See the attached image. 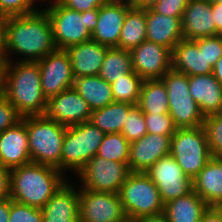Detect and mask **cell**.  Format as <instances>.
<instances>
[{
  "mask_svg": "<svg viewBox=\"0 0 222 222\" xmlns=\"http://www.w3.org/2000/svg\"><path fill=\"white\" fill-rule=\"evenodd\" d=\"M0 24L8 61L14 60L9 53L23 56L20 61H38L56 50L52 26L43 8L27 15L3 18Z\"/></svg>",
  "mask_w": 222,
  "mask_h": 222,
  "instance_id": "1",
  "label": "cell"
},
{
  "mask_svg": "<svg viewBox=\"0 0 222 222\" xmlns=\"http://www.w3.org/2000/svg\"><path fill=\"white\" fill-rule=\"evenodd\" d=\"M14 61H8L5 68L4 97L22 117L45 115L48 100L42 91L38 61Z\"/></svg>",
  "mask_w": 222,
  "mask_h": 222,
  "instance_id": "2",
  "label": "cell"
},
{
  "mask_svg": "<svg viewBox=\"0 0 222 222\" xmlns=\"http://www.w3.org/2000/svg\"><path fill=\"white\" fill-rule=\"evenodd\" d=\"M10 171V199L39 209L68 181L59 169L35 162Z\"/></svg>",
  "mask_w": 222,
  "mask_h": 222,
  "instance_id": "3",
  "label": "cell"
},
{
  "mask_svg": "<svg viewBox=\"0 0 222 222\" xmlns=\"http://www.w3.org/2000/svg\"><path fill=\"white\" fill-rule=\"evenodd\" d=\"M43 10L49 17L56 49L66 50L91 39L97 25L98 9L78 12L57 2Z\"/></svg>",
  "mask_w": 222,
  "mask_h": 222,
  "instance_id": "4",
  "label": "cell"
},
{
  "mask_svg": "<svg viewBox=\"0 0 222 222\" xmlns=\"http://www.w3.org/2000/svg\"><path fill=\"white\" fill-rule=\"evenodd\" d=\"M25 126L31 162L58 169L66 126L46 115L25 116Z\"/></svg>",
  "mask_w": 222,
  "mask_h": 222,
  "instance_id": "5",
  "label": "cell"
},
{
  "mask_svg": "<svg viewBox=\"0 0 222 222\" xmlns=\"http://www.w3.org/2000/svg\"><path fill=\"white\" fill-rule=\"evenodd\" d=\"M118 195L130 221L164 213V203L158 188L145 172H132Z\"/></svg>",
  "mask_w": 222,
  "mask_h": 222,
  "instance_id": "6",
  "label": "cell"
},
{
  "mask_svg": "<svg viewBox=\"0 0 222 222\" xmlns=\"http://www.w3.org/2000/svg\"><path fill=\"white\" fill-rule=\"evenodd\" d=\"M104 135L89 121L66 127L59 171L63 174L70 170L77 175L96 156Z\"/></svg>",
  "mask_w": 222,
  "mask_h": 222,
  "instance_id": "7",
  "label": "cell"
},
{
  "mask_svg": "<svg viewBox=\"0 0 222 222\" xmlns=\"http://www.w3.org/2000/svg\"><path fill=\"white\" fill-rule=\"evenodd\" d=\"M167 90L169 114L177 128L202 127L204 115L190 96L188 75L172 68L160 78Z\"/></svg>",
  "mask_w": 222,
  "mask_h": 222,
  "instance_id": "8",
  "label": "cell"
},
{
  "mask_svg": "<svg viewBox=\"0 0 222 222\" xmlns=\"http://www.w3.org/2000/svg\"><path fill=\"white\" fill-rule=\"evenodd\" d=\"M170 154L193 180L212 158L203 127L178 128L171 137Z\"/></svg>",
  "mask_w": 222,
  "mask_h": 222,
  "instance_id": "9",
  "label": "cell"
},
{
  "mask_svg": "<svg viewBox=\"0 0 222 222\" xmlns=\"http://www.w3.org/2000/svg\"><path fill=\"white\" fill-rule=\"evenodd\" d=\"M131 173L129 164L94 156L77 175L83 189L118 194Z\"/></svg>",
  "mask_w": 222,
  "mask_h": 222,
  "instance_id": "10",
  "label": "cell"
},
{
  "mask_svg": "<svg viewBox=\"0 0 222 222\" xmlns=\"http://www.w3.org/2000/svg\"><path fill=\"white\" fill-rule=\"evenodd\" d=\"M79 191V222H127L123 204L116 193Z\"/></svg>",
  "mask_w": 222,
  "mask_h": 222,
  "instance_id": "11",
  "label": "cell"
},
{
  "mask_svg": "<svg viewBox=\"0 0 222 222\" xmlns=\"http://www.w3.org/2000/svg\"><path fill=\"white\" fill-rule=\"evenodd\" d=\"M145 174L157 186L164 204L193 191V180L185 175L171 154L160 158Z\"/></svg>",
  "mask_w": 222,
  "mask_h": 222,
  "instance_id": "12",
  "label": "cell"
},
{
  "mask_svg": "<svg viewBox=\"0 0 222 222\" xmlns=\"http://www.w3.org/2000/svg\"><path fill=\"white\" fill-rule=\"evenodd\" d=\"M41 87L47 100L73 87L74 75L68 53L56 49L38 60Z\"/></svg>",
  "mask_w": 222,
  "mask_h": 222,
  "instance_id": "13",
  "label": "cell"
},
{
  "mask_svg": "<svg viewBox=\"0 0 222 222\" xmlns=\"http://www.w3.org/2000/svg\"><path fill=\"white\" fill-rule=\"evenodd\" d=\"M133 71L146 79H160L172 68V50L145 40L130 50Z\"/></svg>",
  "mask_w": 222,
  "mask_h": 222,
  "instance_id": "14",
  "label": "cell"
},
{
  "mask_svg": "<svg viewBox=\"0 0 222 222\" xmlns=\"http://www.w3.org/2000/svg\"><path fill=\"white\" fill-rule=\"evenodd\" d=\"M92 110L88 103L72 87L48 100L45 115L66 127L88 122Z\"/></svg>",
  "mask_w": 222,
  "mask_h": 222,
  "instance_id": "15",
  "label": "cell"
},
{
  "mask_svg": "<svg viewBox=\"0 0 222 222\" xmlns=\"http://www.w3.org/2000/svg\"><path fill=\"white\" fill-rule=\"evenodd\" d=\"M171 153V136L147 133L130 143L131 172H145L160 158Z\"/></svg>",
  "mask_w": 222,
  "mask_h": 222,
  "instance_id": "16",
  "label": "cell"
},
{
  "mask_svg": "<svg viewBox=\"0 0 222 222\" xmlns=\"http://www.w3.org/2000/svg\"><path fill=\"white\" fill-rule=\"evenodd\" d=\"M132 7L124 2H107L98 8V20L91 39L108 48L118 47L125 15Z\"/></svg>",
  "mask_w": 222,
  "mask_h": 222,
  "instance_id": "17",
  "label": "cell"
},
{
  "mask_svg": "<svg viewBox=\"0 0 222 222\" xmlns=\"http://www.w3.org/2000/svg\"><path fill=\"white\" fill-rule=\"evenodd\" d=\"M181 22L183 39L195 40L216 36L212 3L208 0H189Z\"/></svg>",
  "mask_w": 222,
  "mask_h": 222,
  "instance_id": "18",
  "label": "cell"
},
{
  "mask_svg": "<svg viewBox=\"0 0 222 222\" xmlns=\"http://www.w3.org/2000/svg\"><path fill=\"white\" fill-rule=\"evenodd\" d=\"M1 165L13 169L31 162L25 117L0 133Z\"/></svg>",
  "mask_w": 222,
  "mask_h": 222,
  "instance_id": "19",
  "label": "cell"
},
{
  "mask_svg": "<svg viewBox=\"0 0 222 222\" xmlns=\"http://www.w3.org/2000/svg\"><path fill=\"white\" fill-rule=\"evenodd\" d=\"M69 180L41 208L43 222H79V191Z\"/></svg>",
  "mask_w": 222,
  "mask_h": 222,
  "instance_id": "20",
  "label": "cell"
},
{
  "mask_svg": "<svg viewBox=\"0 0 222 222\" xmlns=\"http://www.w3.org/2000/svg\"><path fill=\"white\" fill-rule=\"evenodd\" d=\"M107 48L92 39L68 47L74 78L99 75Z\"/></svg>",
  "mask_w": 222,
  "mask_h": 222,
  "instance_id": "21",
  "label": "cell"
},
{
  "mask_svg": "<svg viewBox=\"0 0 222 222\" xmlns=\"http://www.w3.org/2000/svg\"><path fill=\"white\" fill-rule=\"evenodd\" d=\"M182 17H171L146 8V40L173 50L183 39Z\"/></svg>",
  "mask_w": 222,
  "mask_h": 222,
  "instance_id": "22",
  "label": "cell"
},
{
  "mask_svg": "<svg viewBox=\"0 0 222 222\" xmlns=\"http://www.w3.org/2000/svg\"><path fill=\"white\" fill-rule=\"evenodd\" d=\"M190 96L205 116L217 114L222 105V85L213 74L188 76Z\"/></svg>",
  "mask_w": 222,
  "mask_h": 222,
  "instance_id": "23",
  "label": "cell"
},
{
  "mask_svg": "<svg viewBox=\"0 0 222 222\" xmlns=\"http://www.w3.org/2000/svg\"><path fill=\"white\" fill-rule=\"evenodd\" d=\"M172 69L188 76L212 74L213 67L194 40L182 39L172 50Z\"/></svg>",
  "mask_w": 222,
  "mask_h": 222,
  "instance_id": "24",
  "label": "cell"
},
{
  "mask_svg": "<svg viewBox=\"0 0 222 222\" xmlns=\"http://www.w3.org/2000/svg\"><path fill=\"white\" fill-rule=\"evenodd\" d=\"M193 190L209 206H222V159H210L193 179Z\"/></svg>",
  "mask_w": 222,
  "mask_h": 222,
  "instance_id": "25",
  "label": "cell"
},
{
  "mask_svg": "<svg viewBox=\"0 0 222 222\" xmlns=\"http://www.w3.org/2000/svg\"><path fill=\"white\" fill-rule=\"evenodd\" d=\"M209 205L193 190L164 204L169 222H200Z\"/></svg>",
  "mask_w": 222,
  "mask_h": 222,
  "instance_id": "26",
  "label": "cell"
},
{
  "mask_svg": "<svg viewBox=\"0 0 222 222\" xmlns=\"http://www.w3.org/2000/svg\"><path fill=\"white\" fill-rule=\"evenodd\" d=\"M73 88L88 103L92 111L114 102L111 84L99 75L75 77Z\"/></svg>",
  "mask_w": 222,
  "mask_h": 222,
  "instance_id": "27",
  "label": "cell"
},
{
  "mask_svg": "<svg viewBox=\"0 0 222 222\" xmlns=\"http://www.w3.org/2000/svg\"><path fill=\"white\" fill-rule=\"evenodd\" d=\"M146 40V8L131 7L120 32L118 48L131 50Z\"/></svg>",
  "mask_w": 222,
  "mask_h": 222,
  "instance_id": "28",
  "label": "cell"
},
{
  "mask_svg": "<svg viewBox=\"0 0 222 222\" xmlns=\"http://www.w3.org/2000/svg\"><path fill=\"white\" fill-rule=\"evenodd\" d=\"M137 105L143 114L169 113L166 87L161 79L143 80Z\"/></svg>",
  "mask_w": 222,
  "mask_h": 222,
  "instance_id": "29",
  "label": "cell"
},
{
  "mask_svg": "<svg viewBox=\"0 0 222 222\" xmlns=\"http://www.w3.org/2000/svg\"><path fill=\"white\" fill-rule=\"evenodd\" d=\"M132 104L113 102L91 112L89 122L105 134L121 133Z\"/></svg>",
  "mask_w": 222,
  "mask_h": 222,
  "instance_id": "30",
  "label": "cell"
},
{
  "mask_svg": "<svg viewBox=\"0 0 222 222\" xmlns=\"http://www.w3.org/2000/svg\"><path fill=\"white\" fill-rule=\"evenodd\" d=\"M132 59L129 50L118 47L107 48L99 76L109 84L122 78L127 73H132Z\"/></svg>",
  "mask_w": 222,
  "mask_h": 222,
  "instance_id": "31",
  "label": "cell"
},
{
  "mask_svg": "<svg viewBox=\"0 0 222 222\" xmlns=\"http://www.w3.org/2000/svg\"><path fill=\"white\" fill-rule=\"evenodd\" d=\"M142 83L143 79L134 71L116 79L111 83L114 102L136 105L139 101Z\"/></svg>",
  "mask_w": 222,
  "mask_h": 222,
  "instance_id": "32",
  "label": "cell"
},
{
  "mask_svg": "<svg viewBox=\"0 0 222 222\" xmlns=\"http://www.w3.org/2000/svg\"><path fill=\"white\" fill-rule=\"evenodd\" d=\"M130 142L121 133L105 134L96 156L128 164Z\"/></svg>",
  "mask_w": 222,
  "mask_h": 222,
  "instance_id": "33",
  "label": "cell"
},
{
  "mask_svg": "<svg viewBox=\"0 0 222 222\" xmlns=\"http://www.w3.org/2000/svg\"><path fill=\"white\" fill-rule=\"evenodd\" d=\"M202 127L205 131L212 157L222 159V118L217 114L205 116Z\"/></svg>",
  "mask_w": 222,
  "mask_h": 222,
  "instance_id": "34",
  "label": "cell"
},
{
  "mask_svg": "<svg viewBox=\"0 0 222 222\" xmlns=\"http://www.w3.org/2000/svg\"><path fill=\"white\" fill-rule=\"evenodd\" d=\"M147 133L144 114L137 104L133 105L126 116L121 134L131 143Z\"/></svg>",
  "mask_w": 222,
  "mask_h": 222,
  "instance_id": "35",
  "label": "cell"
},
{
  "mask_svg": "<svg viewBox=\"0 0 222 222\" xmlns=\"http://www.w3.org/2000/svg\"><path fill=\"white\" fill-rule=\"evenodd\" d=\"M147 132L151 134L172 135L178 129L169 113L144 114Z\"/></svg>",
  "mask_w": 222,
  "mask_h": 222,
  "instance_id": "36",
  "label": "cell"
},
{
  "mask_svg": "<svg viewBox=\"0 0 222 222\" xmlns=\"http://www.w3.org/2000/svg\"><path fill=\"white\" fill-rule=\"evenodd\" d=\"M34 4V0H0V20L10 16L31 14L41 9Z\"/></svg>",
  "mask_w": 222,
  "mask_h": 222,
  "instance_id": "37",
  "label": "cell"
},
{
  "mask_svg": "<svg viewBox=\"0 0 222 222\" xmlns=\"http://www.w3.org/2000/svg\"><path fill=\"white\" fill-rule=\"evenodd\" d=\"M9 222H43L42 210L10 199Z\"/></svg>",
  "mask_w": 222,
  "mask_h": 222,
  "instance_id": "38",
  "label": "cell"
},
{
  "mask_svg": "<svg viewBox=\"0 0 222 222\" xmlns=\"http://www.w3.org/2000/svg\"><path fill=\"white\" fill-rule=\"evenodd\" d=\"M194 41L199 49H203L207 62L214 67L215 63L222 56V35L198 38Z\"/></svg>",
  "mask_w": 222,
  "mask_h": 222,
  "instance_id": "39",
  "label": "cell"
},
{
  "mask_svg": "<svg viewBox=\"0 0 222 222\" xmlns=\"http://www.w3.org/2000/svg\"><path fill=\"white\" fill-rule=\"evenodd\" d=\"M22 116L17 109L4 97L0 98V133L20 122Z\"/></svg>",
  "mask_w": 222,
  "mask_h": 222,
  "instance_id": "40",
  "label": "cell"
},
{
  "mask_svg": "<svg viewBox=\"0 0 222 222\" xmlns=\"http://www.w3.org/2000/svg\"><path fill=\"white\" fill-rule=\"evenodd\" d=\"M189 0H158L151 8L162 15L182 17Z\"/></svg>",
  "mask_w": 222,
  "mask_h": 222,
  "instance_id": "41",
  "label": "cell"
},
{
  "mask_svg": "<svg viewBox=\"0 0 222 222\" xmlns=\"http://www.w3.org/2000/svg\"><path fill=\"white\" fill-rule=\"evenodd\" d=\"M107 2H109V0H60L62 5L78 12L98 9L100 6L106 4Z\"/></svg>",
  "mask_w": 222,
  "mask_h": 222,
  "instance_id": "42",
  "label": "cell"
},
{
  "mask_svg": "<svg viewBox=\"0 0 222 222\" xmlns=\"http://www.w3.org/2000/svg\"><path fill=\"white\" fill-rule=\"evenodd\" d=\"M10 169L0 165V201L10 198Z\"/></svg>",
  "mask_w": 222,
  "mask_h": 222,
  "instance_id": "43",
  "label": "cell"
},
{
  "mask_svg": "<svg viewBox=\"0 0 222 222\" xmlns=\"http://www.w3.org/2000/svg\"><path fill=\"white\" fill-rule=\"evenodd\" d=\"M200 222H222V206H209L202 215Z\"/></svg>",
  "mask_w": 222,
  "mask_h": 222,
  "instance_id": "44",
  "label": "cell"
},
{
  "mask_svg": "<svg viewBox=\"0 0 222 222\" xmlns=\"http://www.w3.org/2000/svg\"><path fill=\"white\" fill-rule=\"evenodd\" d=\"M212 13L216 24V35H222V2L212 3Z\"/></svg>",
  "mask_w": 222,
  "mask_h": 222,
  "instance_id": "45",
  "label": "cell"
},
{
  "mask_svg": "<svg viewBox=\"0 0 222 222\" xmlns=\"http://www.w3.org/2000/svg\"><path fill=\"white\" fill-rule=\"evenodd\" d=\"M10 198L0 201V222H9Z\"/></svg>",
  "mask_w": 222,
  "mask_h": 222,
  "instance_id": "46",
  "label": "cell"
},
{
  "mask_svg": "<svg viewBox=\"0 0 222 222\" xmlns=\"http://www.w3.org/2000/svg\"><path fill=\"white\" fill-rule=\"evenodd\" d=\"M7 63L8 60L5 52L4 33L0 24V67H6Z\"/></svg>",
  "mask_w": 222,
  "mask_h": 222,
  "instance_id": "47",
  "label": "cell"
},
{
  "mask_svg": "<svg viewBox=\"0 0 222 222\" xmlns=\"http://www.w3.org/2000/svg\"><path fill=\"white\" fill-rule=\"evenodd\" d=\"M137 222H169V220L164 213H161L158 215L143 217Z\"/></svg>",
  "mask_w": 222,
  "mask_h": 222,
  "instance_id": "48",
  "label": "cell"
},
{
  "mask_svg": "<svg viewBox=\"0 0 222 222\" xmlns=\"http://www.w3.org/2000/svg\"><path fill=\"white\" fill-rule=\"evenodd\" d=\"M212 74L222 85V56L215 63Z\"/></svg>",
  "mask_w": 222,
  "mask_h": 222,
  "instance_id": "49",
  "label": "cell"
},
{
  "mask_svg": "<svg viewBox=\"0 0 222 222\" xmlns=\"http://www.w3.org/2000/svg\"><path fill=\"white\" fill-rule=\"evenodd\" d=\"M158 0H135L131 5L136 8H149L153 6Z\"/></svg>",
  "mask_w": 222,
  "mask_h": 222,
  "instance_id": "50",
  "label": "cell"
},
{
  "mask_svg": "<svg viewBox=\"0 0 222 222\" xmlns=\"http://www.w3.org/2000/svg\"><path fill=\"white\" fill-rule=\"evenodd\" d=\"M5 68L0 67V98L4 96V86H5Z\"/></svg>",
  "mask_w": 222,
  "mask_h": 222,
  "instance_id": "51",
  "label": "cell"
},
{
  "mask_svg": "<svg viewBox=\"0 0 222 222\" xmlns=\"http://www.w3.org/2000/svg\"><path fill=\"white\" fill-rule=\"evenodd\" d=\"M111 2H124V3H129L132 4L135 0H109Z\"/></svg>",
  "mask_w": 222,
  "mask_h": 222,
  "instance_id": "52",
  "label": "cell"
},
{
  "mask_svg": "<svg viewBox=\"0 0 222 222\" xmlns=\"http://www.w3.org/2000/svg\"><path fill=\"white\" fill-rule=\"evenodd\" d=\"M34 1L36 2V4H35V5H37V1H38V0H34ZM41 1H43V2H44V0H39L38 2H41ZM50 1H51V3H50V4L60 2V0H50Z\"/></svg>",
  "mask_w": 222,
  "mask_h": 222,
  "instance_id": "53",
  "label": "cell"
},
{
  "mask_svg": "<svg viewBox=\"0 0 222 222\" xmlns=\"http://www.w3.org/2000/svg\"><path fill=\"white\" fill-rule=\"evenodd\" d=\"M209 2L211 3H219V2H222V0H208Z\"/></svg>",
  "mask_w": 222,
  "mask_h": 222,
  "instance_id": "54",
  "label": "cell"
},
{
  "mask_svg": "<svg viewBox=\"0 0 222 222\" xmlns=\"http://www.w3.org/2000/svg\"><path fill=\"white\" fill-rule=\"evenodd\" d=\"M217 115L222 118V105H221V108H220L219 112L217 113Z\"/></svg>",
  "mask_w": 222,
  "mask_h": 222,
  "instance_id": "55",
  "label": "cell"
}]
</instances>
